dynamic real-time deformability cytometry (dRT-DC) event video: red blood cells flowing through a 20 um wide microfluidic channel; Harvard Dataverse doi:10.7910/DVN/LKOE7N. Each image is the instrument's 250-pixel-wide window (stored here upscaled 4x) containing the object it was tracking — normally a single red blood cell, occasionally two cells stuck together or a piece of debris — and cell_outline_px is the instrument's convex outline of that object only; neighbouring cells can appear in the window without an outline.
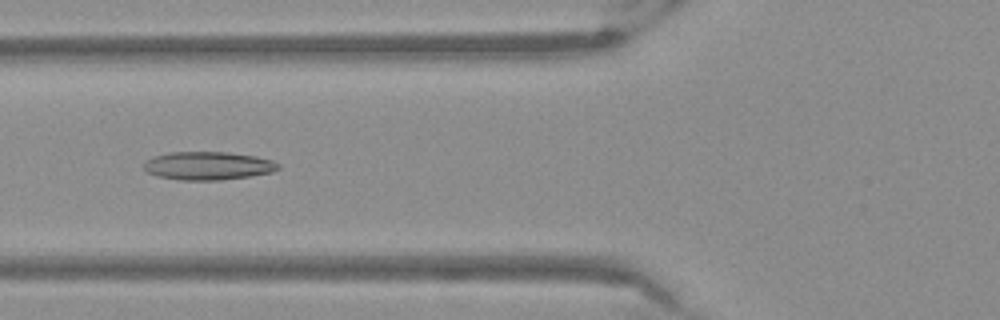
{"species": "Egyptian fruit bat (a non-hibernating species)", "species_latin": "Rousettus aegyptiacus", "temperature_condition": "warm", "stored_images_in_passage": 39, "camera_frame_rate_fps": 3000, "um_per_image_px": 0.085, "frame": {"image": 1, "passage_image": 7, "time_ms": 2.0, "image_size_px": [1000, 320], "cell_outline_px": [[280, 168], [272, 172], [248, 176], [220, 180], [180, 180], [160, 176], [148, 172], [144, 168], [144, 164], [148, 160], [156, 156], [172, 152], [224, 152], [256, 156], [272, 160], [280, 164]], "centroid_in_image_um": [17.73, 14.09], "position_along_channel_um": 108.1, "area_um2": 21.79}}
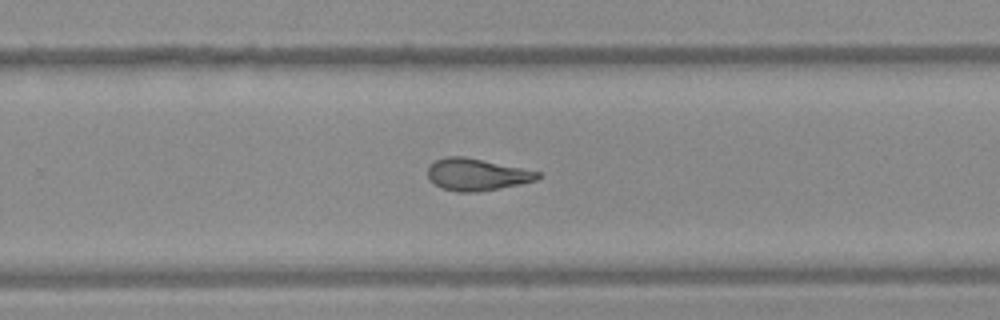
{"frame": {"image": 2, "passage_image": 21, "time_ms": 6.667, "image_size_px": [1000, 320], "cell_outline_px": [[540, 176], [536, 180], [520, 184], [500, 188], [476, 192], [456, 192], [440, 188], [428, 176], [428, 168], [436, 160], [444, 156], [460, 156], [540, 172]], "centroid_in_image_um": [40.49, 14.85], "position_along_channel_um": 289.3, "area_um2": 20.06}}
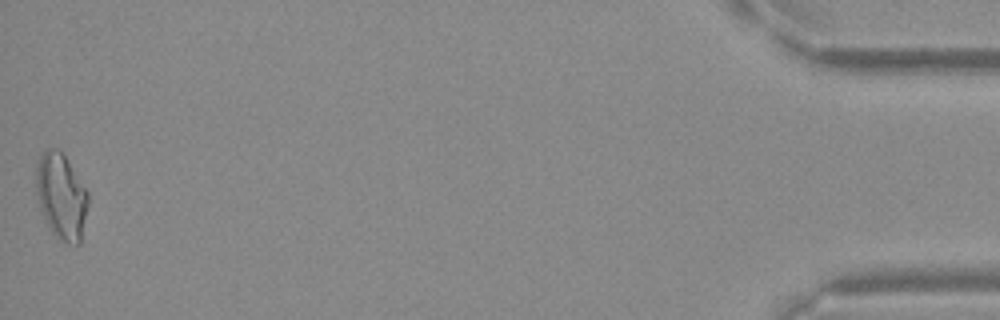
{"frame": {"image": 3, "passage_image": 39, "time_ms": 12.667, "image_size_px": [1000, 320], "cell_outline_px": [[88, 204], [80, 244], [68, 244], [60, 240], [52, 232], [44, 220], [40, 208], [36, 192], [36, 164], [44, 148], [56, 148], [64, 156], [88, 192]], "centroid_in_image_um": [5.19, 16.7], "position_along_channel_um": 430.0, "area_um2": 25.95}}